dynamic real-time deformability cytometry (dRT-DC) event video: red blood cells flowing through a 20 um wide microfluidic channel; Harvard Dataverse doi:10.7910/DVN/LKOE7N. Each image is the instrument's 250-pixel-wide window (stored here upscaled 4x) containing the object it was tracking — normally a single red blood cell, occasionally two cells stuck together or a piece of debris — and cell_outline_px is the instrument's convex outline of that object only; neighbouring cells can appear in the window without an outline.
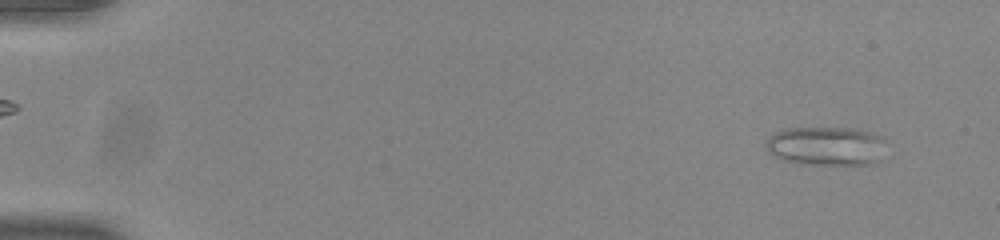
{"species": "common noctule bat (a hibernating species)", "species_latin": "Nyctalus noctula", "temperature_condition": "room temperature", "stored_images_in_passage": 53, "camera_frame_rate_fps": 3000, "um_per_image_px": 0.085, "animal": {"sex": "male", "body_mass_g": 20.0, "forearm_length_mm": 53.3}, "frame": {"image": 1, "passage_image": 4, "time_ms": 1.0, "image_size_px": [1000, 240], "cell_outline_px": [[884, 140], [880, 160], [872, 164], [804, 164], [784, 160], [776, 156], [768, 148], [768, 136], [784, 128], [856, 128], [872, 132], [884, 136]], "centroid_in_image_um": [70.28, 12.39], "position_along_channel_um": 14.7, "area_um2": 27.11}}
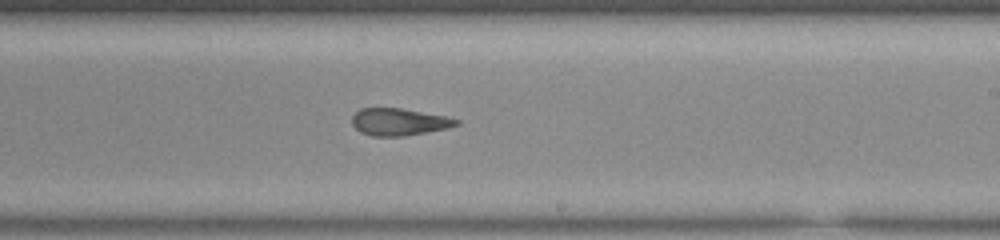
{"frame": {"image": 2, "passage_image": 33, "time_ms": 10.667, "image_size_px": [1000, 240], "cell_outline_px": [[460, 124], [448, 128], [404, 136], [372, 136], [360, 132], [352, 124], [352, 116], [360, 108], [400, 108], [444, 116], [460, 120]], "centroid_in_image_um": [33.9, 10.36], "position_along_channel_um": 255.1, "area_um2": 16.42}}
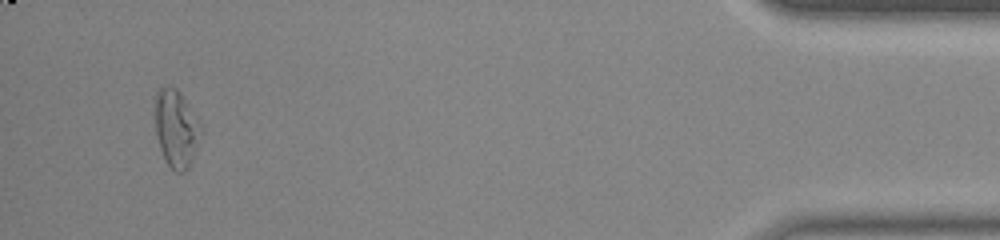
{"frame": {"image": 3, "passage_image": 51, "time_ms": 16.667, "image_size_px": [1000, 240], "cell_outline_px": [[200, 132], [196, 148], [188, 168], [184, 172], [176, 172], [168, 164], [160, 148], [156, 132], [156, 92], [160, 88], [168, 84], [172, 84], [176, 88], [200, 120]], "centroid_in_image_um": [14.97, 10.88], "position_along_channel_um": 420.2, "area_um2": 20.29}, "authors_computed_cell_mechanics": {"area_um2": 18.9006, "velocity_mm_per_s": 3.8828, "shape_relaxation_time_tau1_ms": null, "shape_relaxation_time_tau2_ms": 1.7858, "deformation_change_tau1": null, "deformation_change_tau2": 0.1067}}